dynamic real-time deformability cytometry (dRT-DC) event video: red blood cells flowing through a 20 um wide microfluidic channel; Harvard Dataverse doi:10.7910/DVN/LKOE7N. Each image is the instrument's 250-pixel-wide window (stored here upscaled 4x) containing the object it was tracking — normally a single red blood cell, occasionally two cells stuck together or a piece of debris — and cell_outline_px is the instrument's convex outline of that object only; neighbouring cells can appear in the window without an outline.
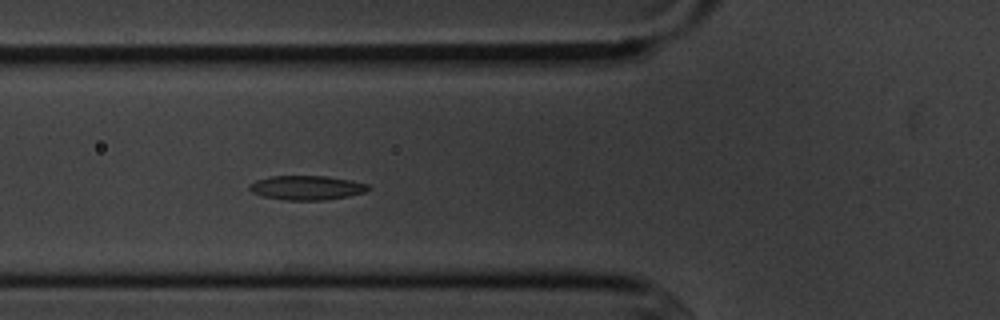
{"species": "common noctule bat (a hibernating species)", "species_latin": "Nyctalus noctula", "temperature_condition": "cold", "stored_images_in_passage": 6, "camera_frame_rate_fps": 3000, "um_per_image_px": 0.085, "animal": {"sex": "male", "body_mass_g": 20.1, "forearm_length_mm": 53.5}, "frame": {"image": 1, "passage_image": 6, "time_ms": 5.667, "image_size_px": [1000, 320], "cell_outline_px": [[372, 188], [364, 192], [348, 196], [320, 200], [284, 200], [264, 196], [252, 192], [248, 188], [248, 184], [256, 180], [272, 176], [324, 176], [352, 180], [368, 184]], "centroid_in_image_um": [26.07, 15.95], "position_along_channel_um": 99.7, "area_um2": 16.76}}